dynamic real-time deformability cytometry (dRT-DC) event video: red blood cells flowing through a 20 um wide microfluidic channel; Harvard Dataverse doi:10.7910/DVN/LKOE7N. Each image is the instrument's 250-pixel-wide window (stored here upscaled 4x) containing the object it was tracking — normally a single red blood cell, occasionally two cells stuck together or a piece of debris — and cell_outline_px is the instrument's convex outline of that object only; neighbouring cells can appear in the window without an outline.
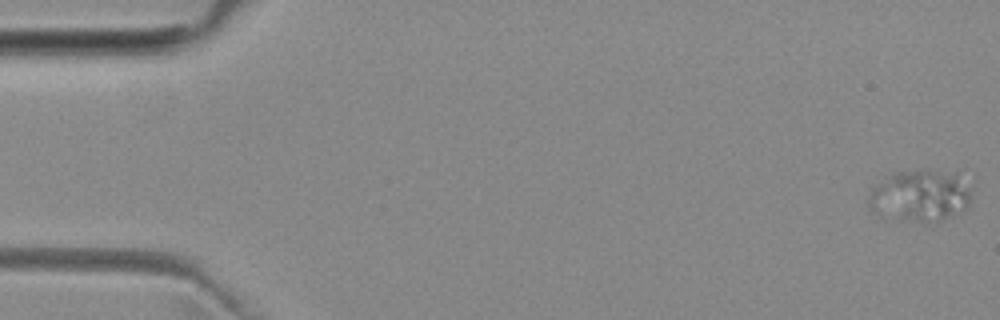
{"species": "common noctule bat (a hibernating species)", "species_latin": "Nyctalus noctula", "temperature_condition": "room temperature", "stored_images_in_passage": 5, "camera_frame_rate_fps": 3000, "um_per_image_px": 0.085, "animal": {"sex": "female", "body_mass_g": 29.2, "forearm_length_mm": 56.3}, "frame": {"image": 1, "passage_image": 1, "time_ms": 0.0, "image_size_px": [1000, 320], "cell_outline_px": [[968, 204], [964, 208], [940, 220], [908, 220], [876, 212], [868, 204], [868, 200], [872, 188], [896, 172], [924, 168], [956, 172], [968, 188]], "centroid_in_image_um": [78.2, 16.56], "position_along_channel_um": 6.8, "area_um2": 29.77}}